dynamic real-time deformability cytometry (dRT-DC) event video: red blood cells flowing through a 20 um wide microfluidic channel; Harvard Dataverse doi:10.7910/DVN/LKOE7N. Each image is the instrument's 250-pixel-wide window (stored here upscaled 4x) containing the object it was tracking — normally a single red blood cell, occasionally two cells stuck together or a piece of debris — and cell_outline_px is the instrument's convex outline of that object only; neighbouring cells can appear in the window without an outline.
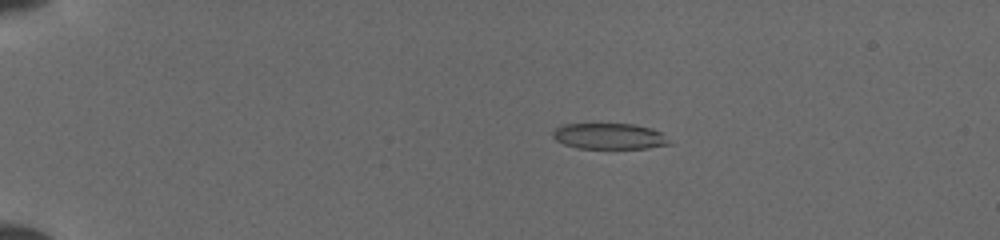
{"species": "common noctule bat (a hibernating species)", "species_latin": "Nyctalus noctula", "temperature_condition": "cold", "stored_images_in_passage": 11, "camera_frame_rate_fps": 3000, "um_per_image_px": 0.085, "animal": {"sex": "female", "body_mass_g": 19.5, "forearm_length_mm": 54.1}, "frame": {"image": 1, "passage_image": 4, "time_ms": 1.333, "image_size_px": [1000, 240], "cell_outline_px": [[672, 144], [648, 148], [576, 148], [564, 144], [556, 140], [552, 136], [552, 132], [560, 124], [632, 124], [652, 128], [660, 132]], "centroid_in_image_um": [51.76, 11.58], "position_along_channel_um": 33.2, "area_um2": 17.57}}
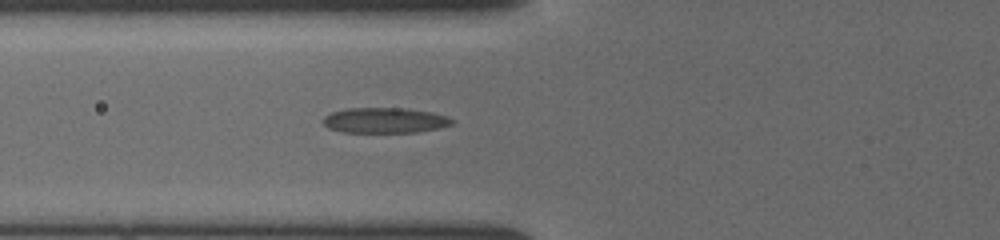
{"frame": {"image": 2, "passage_image": 11, "time_ms": 4.667, "image_size_px": [1000, 240], "cell_outline_px": [[452, 124], [440, 128], [416, 132], [340, 132], [328, 128], [320, 120], [324, 116], [332, 112], [348, 108], [404, 108], [432, 112], [444, 116], [452, 120]], "centroid_in_image_um": [32.64, 10.23], "position_along_channel_um": 93.2, "area_um2": 19.02}}